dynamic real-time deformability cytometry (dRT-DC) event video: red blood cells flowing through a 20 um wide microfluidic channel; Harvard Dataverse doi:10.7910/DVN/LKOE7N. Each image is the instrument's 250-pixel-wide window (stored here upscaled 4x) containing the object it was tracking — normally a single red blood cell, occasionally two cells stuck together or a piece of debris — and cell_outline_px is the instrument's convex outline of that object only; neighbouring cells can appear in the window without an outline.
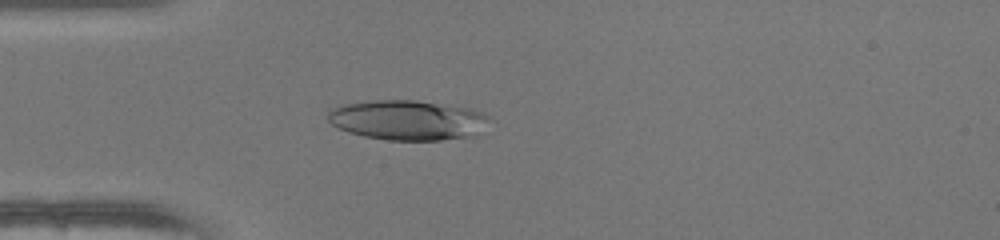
{"species": "human", "species_latin": "Homo sapiens", "temperature_condition": "warm", "stored_images_in_passage": 49, "camera_frame_rate_fps": 3000, "um_per_image_px": 0.085, "donor": {"sex": "female"}, "frame": {"image": 1, "passage_image": 14, "time_ms": 4.333, "image_size_px": [1000, 240], "cell_outline_px": [[492, 116], [476, 136], [440, 140], [388, 140], [364, 136], [348, 132], [332, 124], [324, 116], [332, 108], [340, 104], [372, 100], [416, 100], [472, 108], [484, 112]], "centroid_in_image_um": [34.66, 10.2], "position_along_channel_um": 50.3, "area_um2": 38.03}}
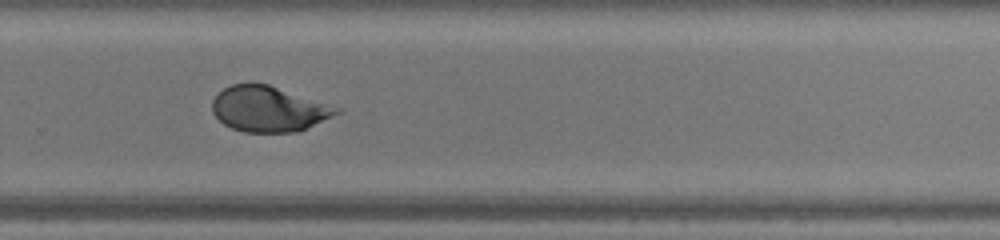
{"frame": {"image": 2, "passage_image": 33, "time_ms": 10.667, "image_size_px": [1000, 240], "cell_outline_px": [[340, 112], [332, 116], [296, 132], [244, 132], [232, 128], [224, 124], [212, 112], [212, 100], [224, 88], [232, 84], [268, 84], [340, 108]], "centroid_in_image_um": [22.8, 9.27], "position_along_channel_um": 307.0, "area_um2": 32.31}}
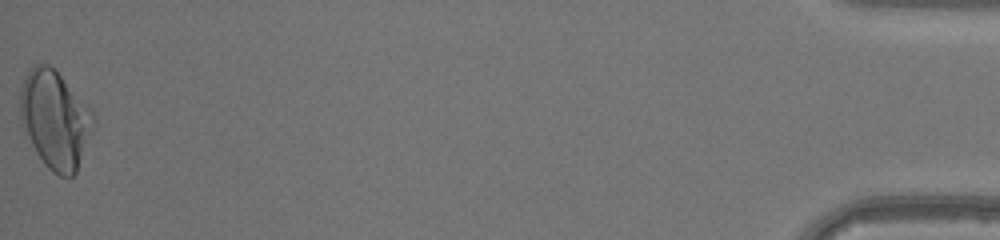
{"frame": {"image": 3, "passage_image": 49, "time_ms": 16.0, "image_size_px": [1000, 240], "cell_outline_px": [[92, 128], [76, 172], [72, 176], [60, 176], [52, 172], [44, 164], [36, 152], [32, 144], [20, 116], [20, 88], [32, 64], [48, 64], [92, 108]], "centroid_in_image_um": [4.66, 10.15], "position_along_channel_um": 430.5, "area_um2": 40.75}, "authors_computed_cell_mechanics": {"area_um2": 33.5818, "velocity_mm_per_s": 4.242, "shape_relaxation_time_tau1_ms": 5.4047, "shape_relaxation_time_tau2_ms": 0.9858, "deformation_change_tau1": 0.2368, "deformation_change_tau2": 0.0547}}